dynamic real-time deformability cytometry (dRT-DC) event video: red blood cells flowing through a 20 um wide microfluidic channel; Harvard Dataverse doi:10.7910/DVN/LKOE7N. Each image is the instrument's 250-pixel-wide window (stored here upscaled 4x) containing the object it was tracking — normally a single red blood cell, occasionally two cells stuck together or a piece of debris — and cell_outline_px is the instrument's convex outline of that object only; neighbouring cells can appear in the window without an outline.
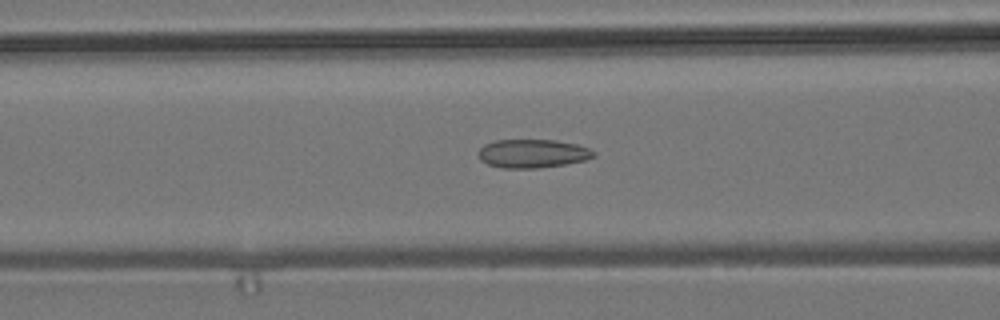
{"species": "common noctule bat (a hibernating species)", "species_latin": "Nyctalus noctula", "temperature_condition": "room temperature", "stored_images_in_passage": 49, "camera_frame_rate_fps": 3000, "um_per_image_px": 0.085, "animal": {"sex": "male", "body_mass_g": 19.2, "forearm_length_mm": 51.8}, "frame": {"image": 1, "passage_image": 22, "time_ms": 7.0, "image_size_px": [1000, 320], "cell_outline_px": [[596, 156], [584, 160], [564, 164], [536, 168], [500, 168], [488, 164], [480, 160], [476, 152], [484, 144], [496, 140], [556, 140], [576, 144], [588, 148], [596, 152]], "centroid_in_image_um": [45.23, 13.05], "position_along_channel_um": 121.4, "area_um2": 19.25}}
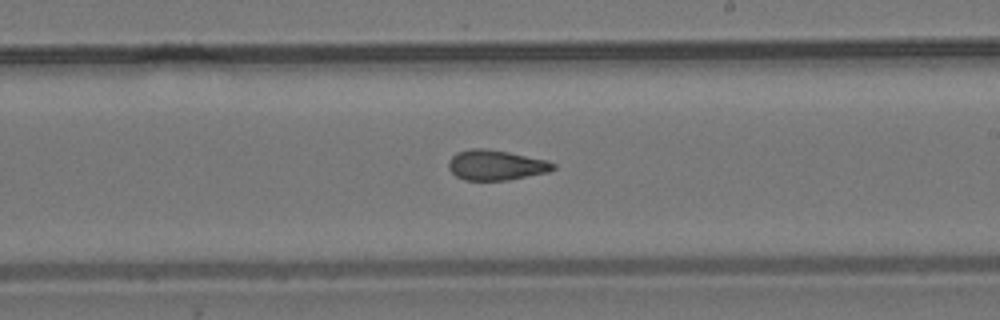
{"frame": {"image": 2, "passage_image": 32, "time_ms": 10.333, "image_size_px": [1000, 320], "cell_outline_px": [[556, 168], [548, 172], [508, 180], [464, 180], [456, 176], [448, 168], [448, 160], [456, 152], [468, 148], [484, 148], [508, 152], [548, 160], [556, 164]], "centroid_in_image_um": [42.14, 14.02], "position_along_channel_um": 246.9, "area_um2": 18.55}}
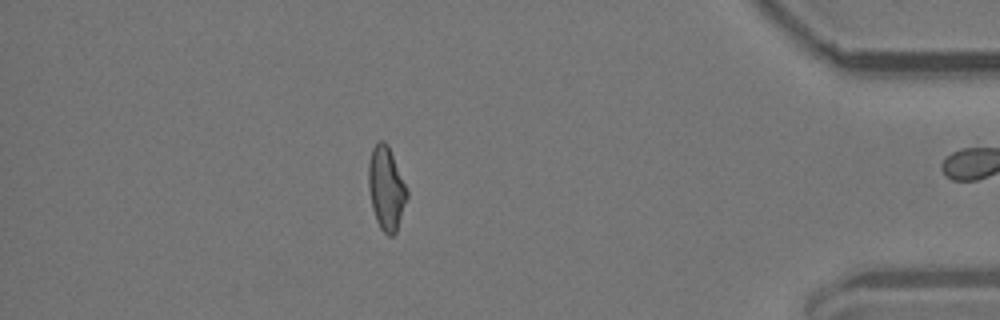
{"frame": {"image": 3, "passage_image": 48, "time_ms": 15.667, "image_size_px": [1000, 320], "cell_outline_px": [[408, 196], [396, 232], [392, 236], [388, 236], [380, 228], [376, 220], [372, 208], [368, 188], [368, 164], [372, 148], [380, 140], [384, 140], [388, 144], [408, 192]], "centroid_in_image_um": [32.81, 16.01], "position_along_channel_um": 402.4, "area_um2": 18.67}, "authors_computed_cell_mechanics": {"area_um2": 18.9584, "velocity_mm_per_s": 3.7651, "shape_relaxation_time_tau1_ms": null, "shape_relaxation_time_tau2_ms": 2.4152, "deformation_change_tau1": null, "deformation_change_tau2": 0.0861}}